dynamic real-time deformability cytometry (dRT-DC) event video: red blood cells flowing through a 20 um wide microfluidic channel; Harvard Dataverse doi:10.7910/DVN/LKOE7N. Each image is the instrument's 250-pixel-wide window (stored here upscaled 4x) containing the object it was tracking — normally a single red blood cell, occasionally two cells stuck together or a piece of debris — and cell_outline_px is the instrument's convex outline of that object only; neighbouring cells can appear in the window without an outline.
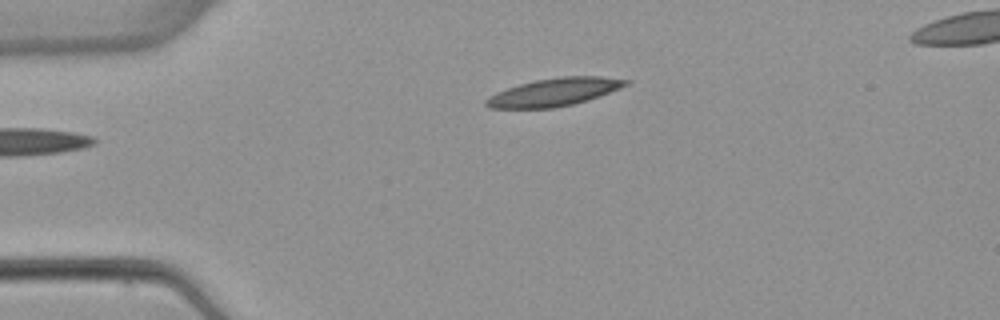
{"species": "common noctule bat (a hibernating species)", "species_latin": "Nyctalus noctula", "temperature_condition": "warm", "stored_images_in_passage": 4, "camera_frame_rate_fps": 3000, "um_per_image_px": 0.085, "animal": {"sex": "female", "body_mass_g": 22.7, "forearm_length_mm": 54.2}, "frame": {"image": 1, "passage_image": 4, "time_ms": 3.667, "image_size_px": [1000, 320], "cell_outline_px": [[632, 80], [628, 84], [620, 88], [588, 100], [572, 104], [552, 108], [488, 108], [484, 104], [484, 100], [488, 96], [496, 92], [520, 84], [536, 80], [560, 76], [600, 76]], "centroid_in_image_um": [47.09, 7.82], "position_along_channel_um": 37.9, "area_um2": 22.66}}